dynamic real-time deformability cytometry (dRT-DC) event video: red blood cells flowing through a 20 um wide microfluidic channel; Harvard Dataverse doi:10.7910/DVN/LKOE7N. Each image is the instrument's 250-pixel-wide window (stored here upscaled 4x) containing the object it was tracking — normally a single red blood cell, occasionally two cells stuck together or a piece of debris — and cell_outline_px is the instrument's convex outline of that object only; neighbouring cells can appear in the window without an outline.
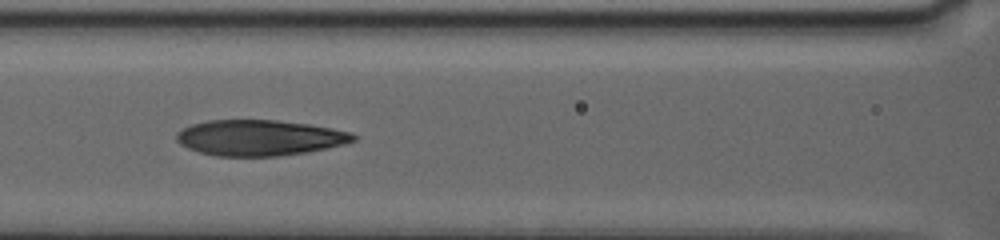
{"species": "human", "species_latin": "Homo sapiens", "temperature_condition": "warm", "stored_images_in_passage": 4, "camera_frame_rate_fps": 3000, "um_per_image_px": 0.085, "donor": {"sex": "female"}, "frame": {"image": 1, "passage_image": 3, "time_ms": 2.333, "image_size_px": [1000, 240], "cell_outline_px": [[356, 140], [344, 144], [328, 148], [308, 152], [280, 156], [216, 156], [200, 152], [188, 148], [180, 144], [176, 140], [176, 132], [192, 124], [208, 120], [276, 120], [308, 124], [332, 128], [352, 132], [356, 136]], "centroid_in_image_um": [22.07, 11.71], "position_along_channel_um": 144.5, "area_um2": 36.93}}
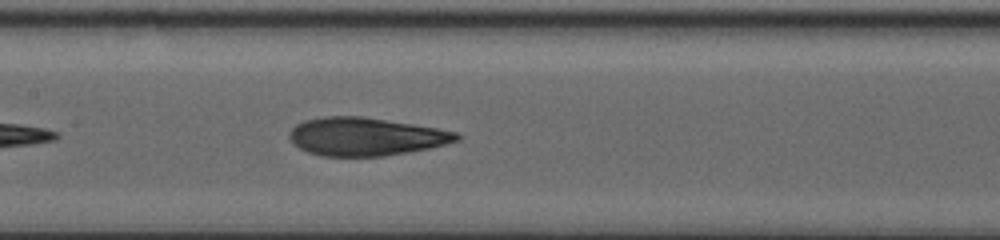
{"frame": {"image": 2, "passage_image": 4, "time_ms": 3.333, "image_size_px": [1000, 240], "cell_outline_px": [[460, 140], [428, 148], [408, 152], [384, 156], [320, 156], [308, 152], [292, 144], [288, 136], [288, 132], [296, 124], [304, 120], [324, 116], [364, 116], [436, 128], [456, 132], [460, 136]], "centroid_in_image_um": [31.02, 11.61], "position_along_channel_um": 176.4, "area_um2": 37.17}}